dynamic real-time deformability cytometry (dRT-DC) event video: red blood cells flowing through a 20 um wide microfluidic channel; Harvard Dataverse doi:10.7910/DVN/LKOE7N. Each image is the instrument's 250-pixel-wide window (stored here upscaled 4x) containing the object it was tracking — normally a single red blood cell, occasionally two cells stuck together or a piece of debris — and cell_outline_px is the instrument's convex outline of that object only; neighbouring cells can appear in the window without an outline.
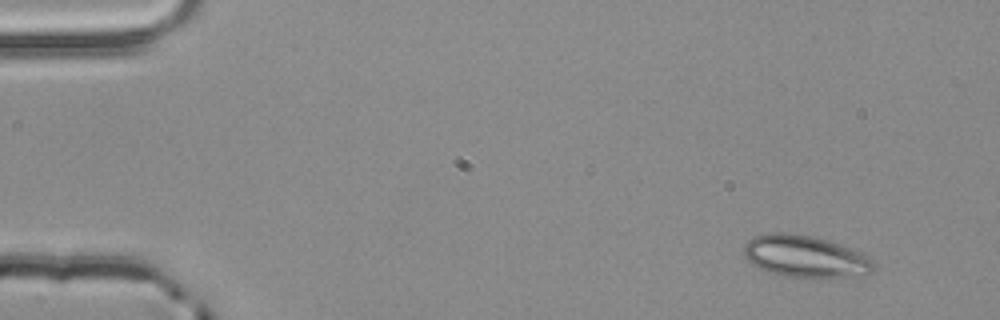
{"species": "common noctule bat (a hibernating species)", "species_latin": "Nyctalus noctula", "temperature_condition": "room temperature", "stored_images_in_passage": 51, "camera_frame_rate_fps": 3000, "um_per_image_px": 0.085, "animal": {"sex": "male", "body_mass_g": 20.4}, "frame": {"image": 1, "passage_image": 1, "time_ms": 0.0, "image_size_px": [1000, 320], "cell_outline_px": [[876, 268], [872, 272], [844, 276], [784, 276], [768, 272], [752, 264], [744, 256], [744, 244], [752, 236], [768, 232], [788, 232], [812, 236], [828, 240], [860, 252], [868, 256], [876, 264]], "centroid_in_image_um": [68.39, 21.76], "position_along_channel_um": 16.6, "area_um2": 31.44}}
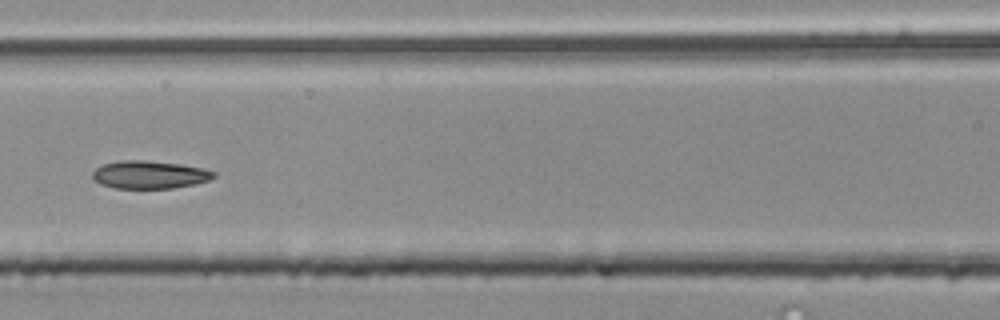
{"frame": {"image": 2, "passage_image": 21, "time_ms": 6.667, "image_size_px": [1000, 320], "cell_outline_px": [[216, 176], [208, 180], [192, 184], [172, 188], [116, 188], [100, 184], [92, 176], [92, 172], [100, 164], [120, 160], [144, 160], [180, 164], [204, 168], [216, 172]], "centroid_in_image_um": [12.69, 14.83], "position_along_channel_um": 153.9, "area_um2": 19.65}}
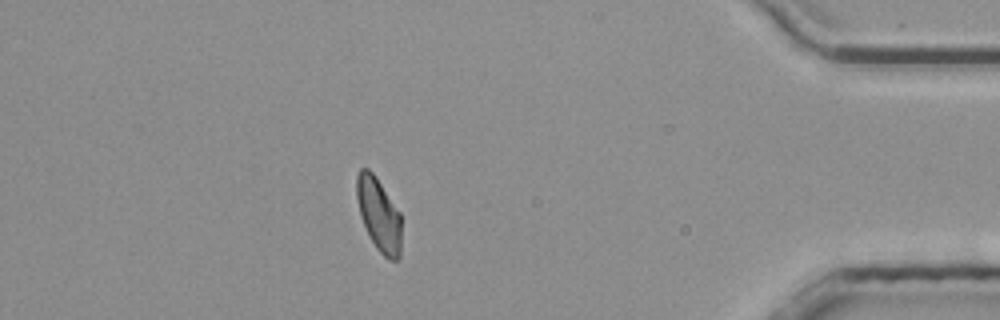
{"frame": {"image": 3, "passage_image": 44, "time_ms": 14.333, "image_size_px": [1000, 320], "cell_outline_px": [[400, 256], [396, 260], [388, 260], [376, 248], [360, 216], [356, 196], [356, 176], [360, 168], [368, 168], [376, 176], [400, 212]], "centroid_in_image_um": [32.19, 18.2], "position_along_channel_um": 403.0, "area_um2": 19.02}, "authors_computed_cell_mechanics": {"area_um2": 19.652, "velocity_mm_per_s": 3.8456, "shape_relaxation_time_tau1_ms": null, "shape_relaxation_time_tau2_ms": 3.1436, "deformation_change_tau1": null, "deformation_change_tau2": 0.0781}}